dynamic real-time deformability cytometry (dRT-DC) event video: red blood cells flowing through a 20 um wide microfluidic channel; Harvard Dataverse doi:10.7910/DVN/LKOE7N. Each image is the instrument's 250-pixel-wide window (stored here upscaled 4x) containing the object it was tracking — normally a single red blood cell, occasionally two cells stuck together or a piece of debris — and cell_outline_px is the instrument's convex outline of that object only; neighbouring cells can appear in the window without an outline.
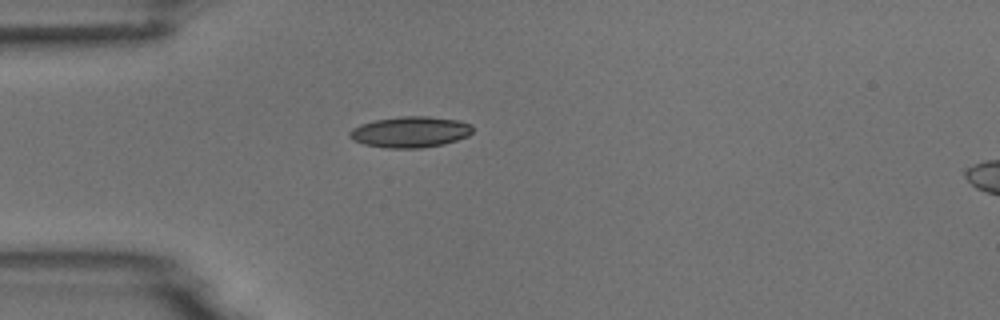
{"species": "common noctule bat (a hibernating species)", "species_latin": "Nyctalus noctula", "temperature_condition": "room temperature", "stored_images_in_passage": 2, "camera_frame_rate_fps": 3000, "um_per_image_px": 0.085, "animal": {"sex": "male", "body_mass_g": 18.8}, "frame": {"image": 1, "passage_image": 1, "time_ms": 0.0, "image_size_px": [1000, 320], "cell_outline_px": [[472, 132], [468, 136], [444, 144], [420, 148], [388, 148], [364, 144], [352, 140], [348, 136], [348, 132], [352, 128], [360, 124], [376, 120], [400, 116], [428, 116], [460, 120], [472, 124]], "centroid_in_image_um": [34.87, 11.21], "position_along_channel_um": 50.1, "area_um2": 22.37}}